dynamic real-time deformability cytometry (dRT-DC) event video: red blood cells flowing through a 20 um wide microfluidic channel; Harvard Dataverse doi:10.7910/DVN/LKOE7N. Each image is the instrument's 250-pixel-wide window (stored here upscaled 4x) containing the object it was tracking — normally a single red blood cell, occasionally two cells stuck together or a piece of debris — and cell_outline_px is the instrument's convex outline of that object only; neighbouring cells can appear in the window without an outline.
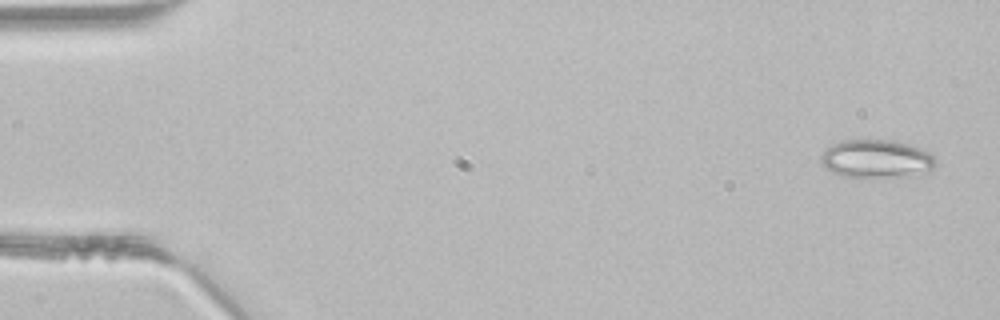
{"species": "common noctule bat (a hibernating species)", "species_latin": "Nyctalus noctula", "temperature_condition": "room temperature", "stored_images_in_passage": 46, "segment_of_instrument_passage": [1, 2], "camera_frame_rate_fps": 3000, "um_per_image_px": 0.085, "animal": {"sex": "male", "body_mass_g": 21.5, "forearm_length_mm": 52.0}, "frame": {"image": 1, "passage_image": 2, "time_ms": 0.333, "image_size_px": [1000, 320], "cell_outline_px": [[936, 164], [932, 168], [912, 176], [840, 176], [824, 168], [820, 164], [820, 156], [832, 144], [840, 140], [860, 136], [892, 140], [908, 144], [932, 152], [936, 160]], "centroid_in_image_um": [74.45, 13.44], "position_along_channel_um": 10.6, "area_um2": 26.24}}
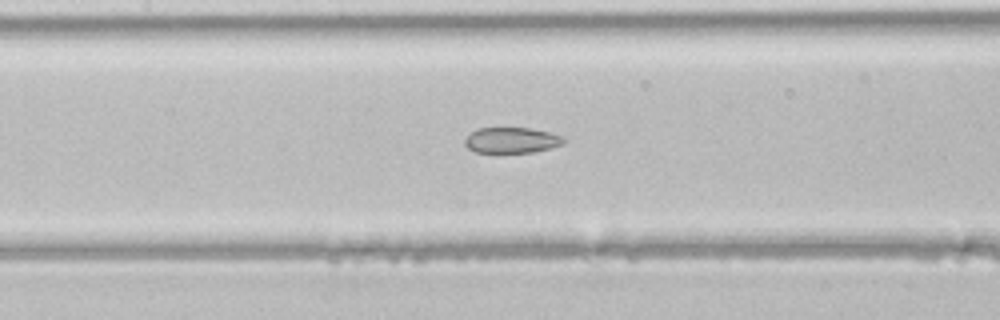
{"frame": {"image": 2, "passage_image": 21, "time_ms": 6.667, "image_size_px": [1000, 320], "cell_outline_px": [[564, 140], [560, 144], [548, 148], [532, 152], [476, 152], [468, 148], [464, 144], [464, 140], [476, 128], [528, 128], [548, 132], [560, 136]], "centroid_in_image_um": [43.41, 11.91], "position_along_channel_um": 164.0, "area_um2": 14.39}}
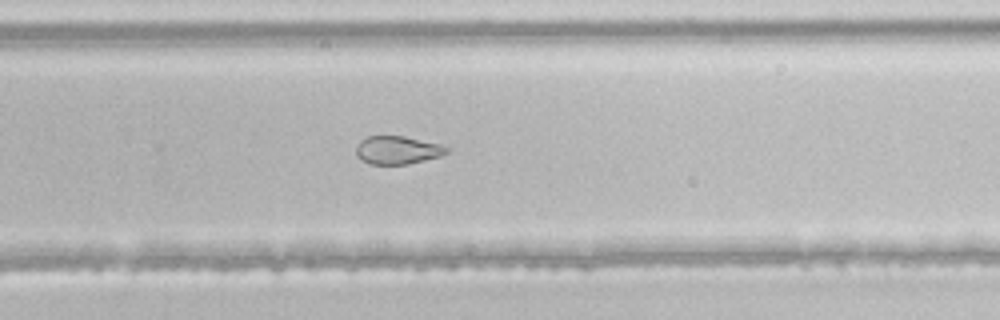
{"frame": {"image": 3, "passage_image": 30, "time_ms": 9.667, "image_size_px": [1000, 320], "cell_outline_px": [[448, 152], [440, 156], [408, 164], [368, 164], [360, 160], [356, 156], [356, 144], [360, 140], [368, 136], [404, 136], [440, 144], [448, 148]], "centroid_in_image_um": [33.73, 12.76], "position_along_channel_um": 296.1, "area_um2": 14.91}}